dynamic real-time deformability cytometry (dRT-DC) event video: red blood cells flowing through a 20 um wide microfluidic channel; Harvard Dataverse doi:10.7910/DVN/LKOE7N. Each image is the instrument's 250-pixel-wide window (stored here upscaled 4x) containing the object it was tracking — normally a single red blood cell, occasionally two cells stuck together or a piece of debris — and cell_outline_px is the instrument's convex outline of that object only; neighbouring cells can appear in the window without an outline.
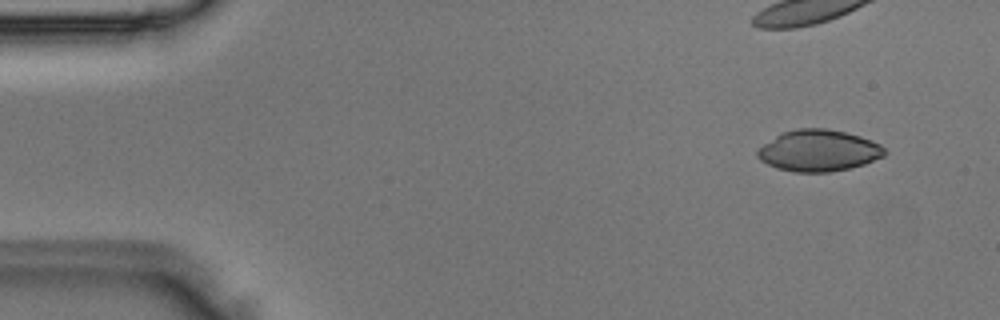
{"species": "Egyptian fruit bat (a non-hibernating species)", "species_latin": "Rousettus aegyptiacus", "temperature_condition": "room temperature", "stored_images_in_passage": 5, "camera_frame_rate_fps": 3000, "um_per_image_px": 0.085, "animal": {"sex": "male"}, "frame": {"image": 1, "passage_image": 1, "time_ms": 0.0, "image_size_px": [1000, 320], "cell_outline_px": [[888, 152], [884, 156], [864, 164], [848, 168], [828, 172], [796, 172], [776, 168], [760, 160], [756, 156], [756, 152], [764, 144], [780, 132], [796, 128], [828, 128], [860, 136], [872, 140], [880, 144]], "centroid_in_image_um": [69.58, 12.79], "position_along_channel_um": 15.4, "area_um2": 30.81}}